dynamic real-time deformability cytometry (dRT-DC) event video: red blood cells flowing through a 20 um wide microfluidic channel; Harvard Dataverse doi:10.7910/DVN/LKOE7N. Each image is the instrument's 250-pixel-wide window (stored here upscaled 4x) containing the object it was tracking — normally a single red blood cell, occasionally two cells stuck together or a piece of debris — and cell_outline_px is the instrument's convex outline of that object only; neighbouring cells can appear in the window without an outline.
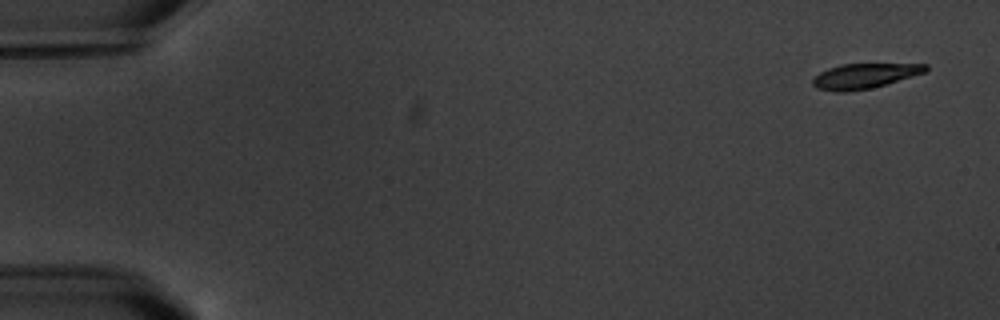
{"species": "common noctule bat (a hibernating species)", "species_latin": "Nyctalus noctula", "temperature_condition": "warm", "stored_images_in_passage": 16, "camera_frame_rate_fps": 3000, "um_per_image_px": 0.085, "animal": {"sex": "male", "body_mass_g": 20.1, "forearm_length_mm": 53.5}, "frame": {"image": 1, "passage_image": 1, "time_ms": 0.0, "image_size_px": [1000, 320], "cell_outline_px": [[928, 68], [924, 72], [912, 76], [872, 88], [844, 92], [836, 92], [816, 88], [812, 84], [812, 80], [820, 72], [828, 68], [840, 64], [928, 64]], "centroid_in_image_um": [73.43, 6.46], "position_along_channel_um": 11.6, "area_um2": 16.3}}
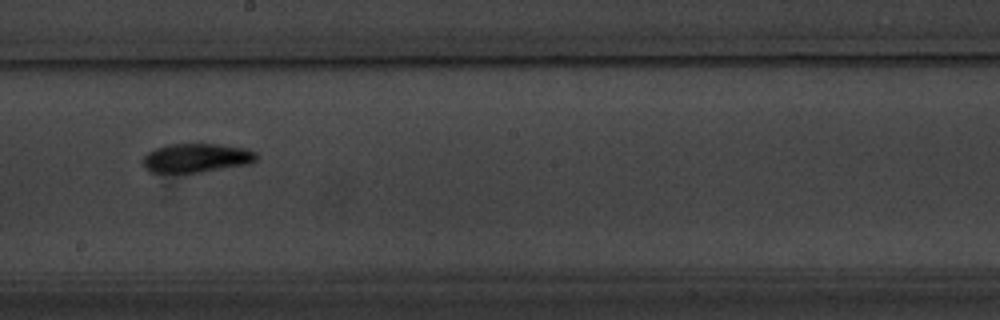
{"frame": {"image": 2, "passage_image": 9, "time_ms": 10.333, "image_size_px": [1000, 320], "cell_outline_px": [[260, 156], [252, 164], [200, 172], [148, 172], [144, 168], [140, 160], [148, 152], [156, 148], [168, 144], [220, 144], [248, 148], [256, 152]], "centroid_in_image_um": [16.73, 13.42], "position_along_channel_um": 231.5, "area_um2": 19.54}}
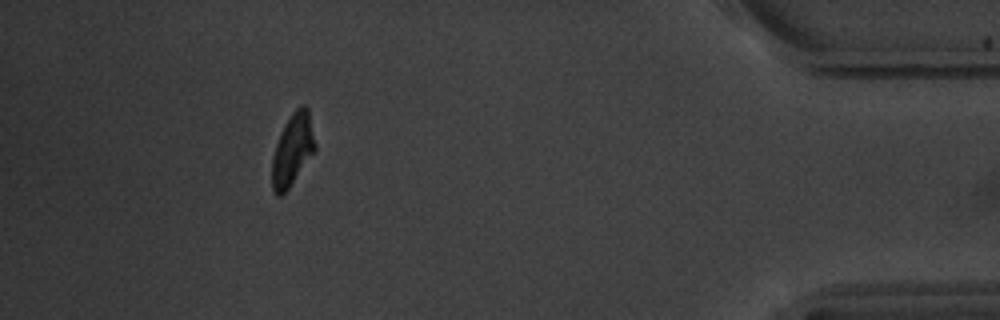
{"frame": {"image": 3, "passage_image": 15, "time_ms": 17.0, "image_size_px": [1000, 320], "cell_outline_px": [[316, 152], [288, 188], [280, 196], [276, 196], [272, 192], [272, 156], [280, 132], [284, 124], [292, 112], [300, 104], [304, 104], [308, 108], [316, 144]], "centroid_in_image_um": [24.88, 12.71], "position_along_channel_um": 410.3, "area_um2": 18.32}, "authors_computed_cell_mechanics": {"area_um2": 18.3804, "velocity_mm_per_s": 3.4547, "shape_relaxation_time_tau1_ms": 5.5143, "shape_relaxation_time_tau2_ms": 2.9985, "deformation_change_tau1": 0.1586, "deformation_change_tau2": 0.083}}